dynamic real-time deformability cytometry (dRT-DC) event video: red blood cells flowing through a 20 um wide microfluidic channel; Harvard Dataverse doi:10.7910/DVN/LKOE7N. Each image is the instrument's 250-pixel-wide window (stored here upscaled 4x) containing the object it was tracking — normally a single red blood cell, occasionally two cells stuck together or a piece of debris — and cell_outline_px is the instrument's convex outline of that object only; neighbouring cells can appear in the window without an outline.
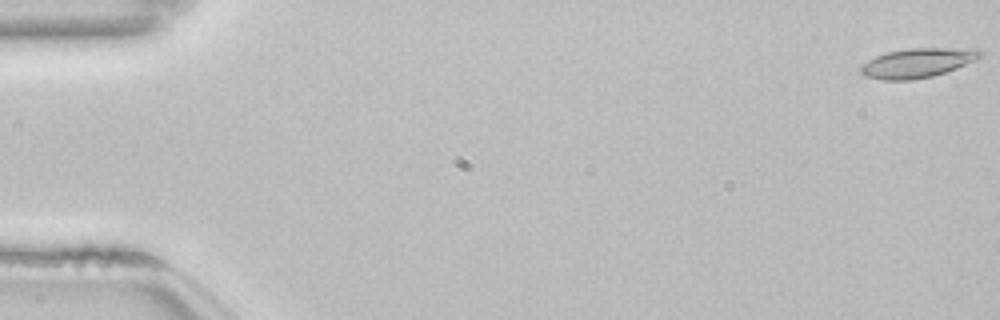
{"species": "common noctule bat (a hibernating species)", "species_latin": "Nyctalus noctula", "temperature_condition": "room temperature", "stored_images_in_passage": 54, "camera_frame_rate_fps": 3000, "um_per_image_px": 0.085, "animal": {"sex": "female", "body_mass_g": 22.7, "forearm_length_mm": 54.2}, "frame": {"image": 1, "passage_image": 1, "time_ms": 0.0, "image_size_px": [1000, 320], "cell_outline_px": [[984, 52], [976, 60], [956, 68], [932, 76], [912, 80], [880, 80], [864, 76], [860, 72], [860, 64], [876, 56], [888, 52], [908, 48], [976, 48]], "centroid_in_image_um": [77.97, 5.34], "position_along_channel_um": 7.0, "area_um2": 20.58}}
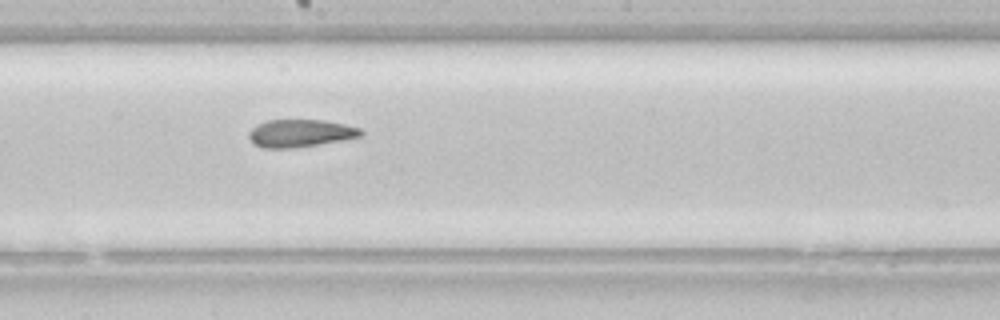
{"frame": {"image": 2, "passage_image": 30, "time_ms": 9.667, "image_size_px": [1000, 320], "cell_outline_px": [[364, 132], [360, 136], [340, 140], [292, 148], [264, 148], [256, 144], [248, 136], [248, 132], [256, 124], [268, 120], [324, 120], [344, 124], [360, 128]], "centroid_in_image_um": [25.5, 11.31], "position_along_channel_um": 222.7, "area_um2": 17.74}}
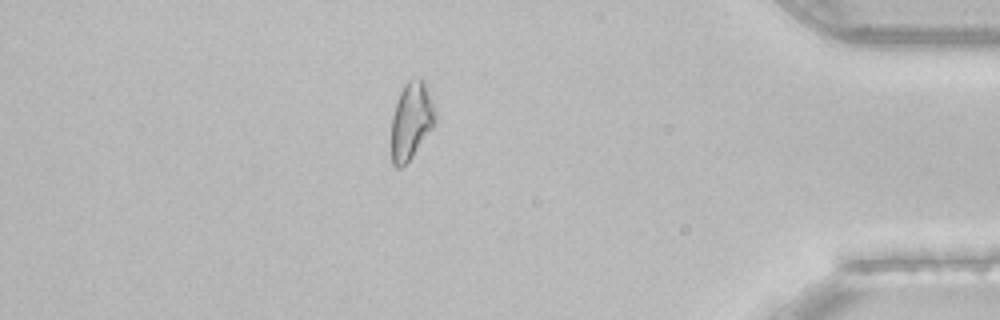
{"frame": {"image": 3, "passage_image": 47, "time_ms": 15.333, "image_size_px": [1000, 320], "cell_outline_px": [[436, 120], [432, 128], [412, 156], [400, 168], [396, 168], [392, 164], [392, 116], [400, 92], [404, 84], [408, 80], [420, 76], [424, 80], [436, 112]], "centroid_in_image_um": [34.96, 10.22], "position_along_channel_um": 400.2, "area_um2": 19.54}, "authors_computed_cell_mechanics": {"area_um2": 19.4497, "velocity_mm_per_s": 3.8489, "shape_relaxation_time_tau1_ms": null, "shape_relaxation_time_tau2_ms": 4.8509, "deformation_change_tau1": null, "deformation_change_tau2": 0.1317}}